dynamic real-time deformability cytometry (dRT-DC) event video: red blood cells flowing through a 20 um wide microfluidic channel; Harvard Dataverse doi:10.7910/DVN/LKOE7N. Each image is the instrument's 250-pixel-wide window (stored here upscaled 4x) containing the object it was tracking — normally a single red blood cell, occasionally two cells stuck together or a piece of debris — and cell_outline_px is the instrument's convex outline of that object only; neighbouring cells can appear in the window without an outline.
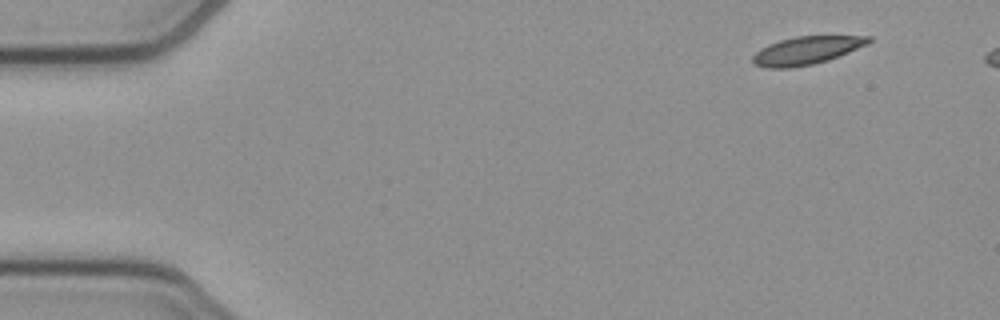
{"species": "common noctule bat (a hibernating species)", "species_latin": "Nyctalus noctula", "temperature_condition": "cold", "stored_images_in_passage": 46, "camera_frame_rate_fps": 3000, "um_per_image_px": 0.085, "animal": {"sex": "female", "body_mass_g": 21.9}, "frame": {"image": 1, "passage_image": 1, "time_ms": 0.0, "image_size_px": [1000, 320], "cell_outline_px": [[872, 40], [868, 44], [828, 60], [812, 64], [788, 68], [764, 68], [752, 64], [752, 56], [760, 48], [768, 44], [780, 40], [796, 36], [872, 36]], "centroid_in_image_um": [68.51, 4.29], "position_along_channel_um": 16.5, "area_um2": 18.9}}
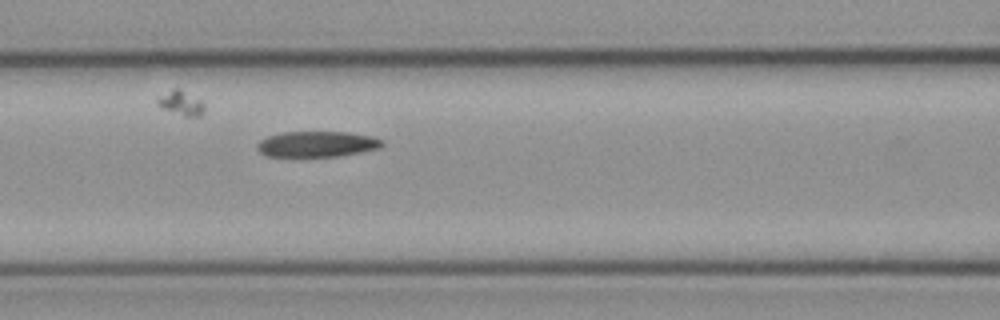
{"frame": {"image": 2, "passage_image": 19, "time_ms": 6.0, "image_size_px": [1000, 320], "cell_outline_px": [[384, 144], [380, 148], [340, 156], [268, 156], [260, 152], [256, 148], [256, 144], [260, 140], [268, 136], [284, 132], [348, 132], [372, 136], [384, 140]], "centroid_in_image_um": [26.96, 12.24], "position_along_channel_um": 139.6, "area_um2": 18.73}}
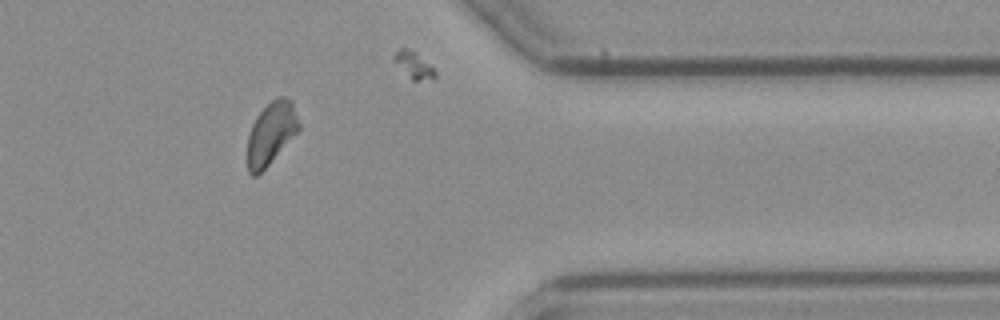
{"frame": {"image": 3, "passage_image": 40, "time_ms": 13.0, "image_size_px": [1000, 320], "cell_outline_px": [[300, 128], [268, 164], [256, 176], [252, 176], [248, 172], [248, 136], [252, 124], [256, 116], [276, 96], [284, 96], [292, 100], [300, 124]], "centroid_in_image_um": [23.04, 11.29], "position_along_channel_um": 388.4, "area_um2": 18.38}, "authors_computed_cell_mechanics": {"area_um2": 19.6231, "velocity_mm_per_s": 3.8567, "shape_relaxation_time_tau1_ms": null, "shape_relaxation_time_tau2_ms": 0.7901, "deformation_change_tau1": null, "deformation_change_tau2": 0.0645}}